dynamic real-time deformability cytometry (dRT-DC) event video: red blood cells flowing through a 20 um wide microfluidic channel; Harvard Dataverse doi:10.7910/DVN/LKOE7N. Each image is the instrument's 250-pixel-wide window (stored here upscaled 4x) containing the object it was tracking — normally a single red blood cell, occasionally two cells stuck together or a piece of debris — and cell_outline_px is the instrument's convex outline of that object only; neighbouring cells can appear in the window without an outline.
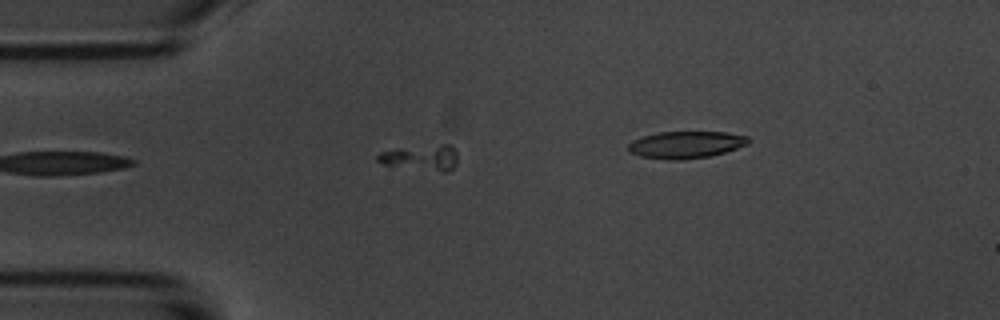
{"species": "common noctule bat (a hibernating species)", "species_latin": "Nyctalus noctula", "temperature_condition": "room temperature", "stored_images_in_passage": 2, "segment_of_instrument_passage": [1, 2], "camera_frame_rate_fps": 3000, "um_per_image_px": 0.085, "animal": {"sex": "male", "body_mass_g": 20.1, "forearm_length_mm": 53.5}, "frame": {"image": 1, "passage_image": 1, "time_ms": 0.0, "image_size_px": [1000, 320], "cell_outline_px": [[456, 164], [448, 172], [444, 172], [384, 164], [376, 160], [376, 156], [380, 152], [396, 148], [440, 144], [452, 144], [456, 152]], "centroid_in_image_um": [35.81, 13.37], "position_along_channel_um": 49.2, "area_um2": 11.91}}